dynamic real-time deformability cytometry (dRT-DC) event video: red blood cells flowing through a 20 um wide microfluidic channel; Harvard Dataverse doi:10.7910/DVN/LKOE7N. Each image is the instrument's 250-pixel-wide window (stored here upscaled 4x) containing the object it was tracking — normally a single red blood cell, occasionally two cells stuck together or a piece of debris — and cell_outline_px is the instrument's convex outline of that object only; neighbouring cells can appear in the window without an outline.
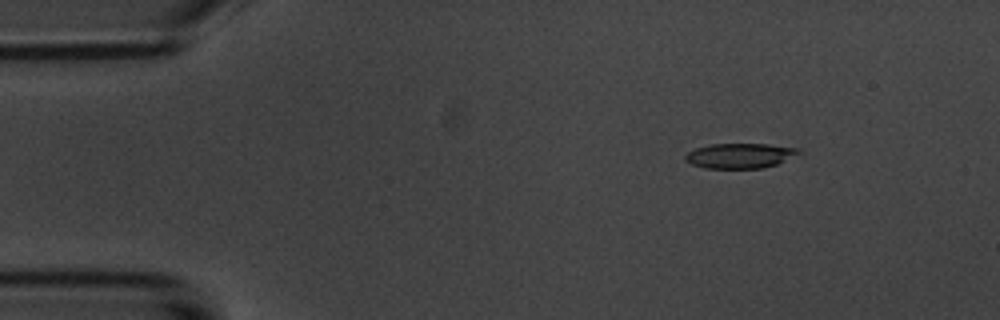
{"species": "common noctule bat (a hibernating species)", "species_latin": "Nyctalus noctula", "temperature_condition": "room temperature", "stored_images_in_passage": 4, "camera_frame_rate_fps": 3000, "um_per_image_px": 0.085, "animal": {"sex": "male", "body_mass_g": 20.1, "forearm_length_mm": 53.5}, "frame": {"image": 1, "passage_image": 1, "time_ms": 0.0, "image_size_px": [1000, 320], "cell_outline_px": [[804, 152], [776, 164], [764, 168], [704, 168], [692, 164], [684, 160], [684, 156], [688, 152], [696, 148], [708, 144], [768, 144], [800, 148]], "centroid_in_image_um": [62.91, 13.23], "position_along_channel_um": 22.1, "area_um2": 16.65}}
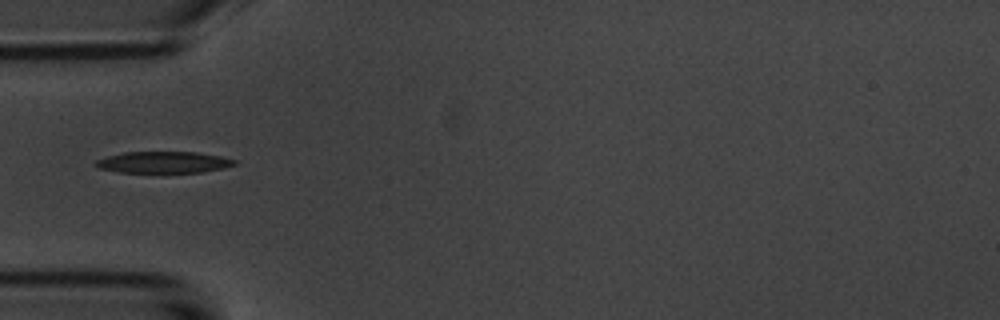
{"frame": {"image": 2, "passage_image": 4, "time_ms": 3.333, "image_size_px": [1000, 320], "cell_outline_px": [[240, 160], [236, 164], [224, 168], [200, 172], [120, 172], [100, 168], [92, 164], [96, 160], [108, 156], [124, 152], [196, 152], [220, 156]], "centroid_in_image_um": [13.93, 13.79], "position_along_channel_um": 71.1, "area_um2": 17.34}}